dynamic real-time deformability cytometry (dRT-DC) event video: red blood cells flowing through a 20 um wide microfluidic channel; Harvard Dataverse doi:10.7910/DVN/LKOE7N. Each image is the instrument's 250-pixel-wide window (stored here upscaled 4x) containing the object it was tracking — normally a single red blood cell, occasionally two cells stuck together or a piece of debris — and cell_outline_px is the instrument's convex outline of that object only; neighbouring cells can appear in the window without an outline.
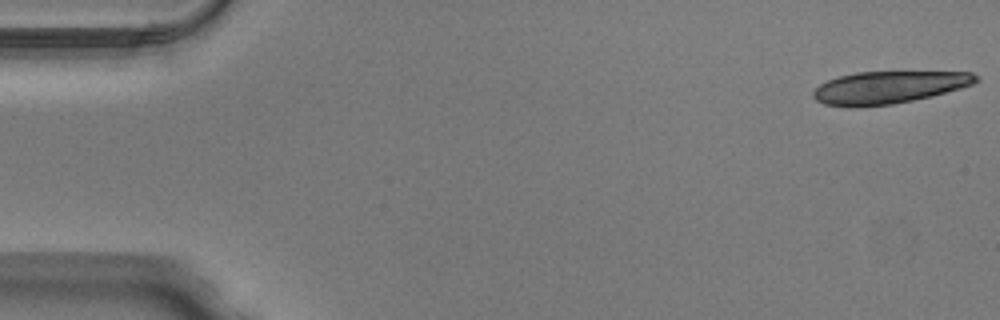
{"species": "Egyptian fruit bat (a non-hibernating species)", "species_latin": "Rousettus aegyptiacus", "temperature_condition": "warm", "stored_images_in_passage": 17, "camera_frame_rate_fps": 3000, "um_per_image_px": 0.085, "animal": {"sex": "male"}, "frame": {"image": 1, "passage_image": 1, "time_ms": 0.0, "image_size_px": [1000, 320], "cell_outline_px": [[980, 80], [972, 84], [960, 88], [932, 96], [892, 104], [848, 108], [824, 104], [816, 100], [812, 96], [812, 92], [820, 84], [828, 80], [840, 76], [856, 72], [972, 72], [980, 76]], "centroid_in_image_um": [75.53, 7.43], "position_along_channel_um": 9.5, "area_um2": 30.75}}